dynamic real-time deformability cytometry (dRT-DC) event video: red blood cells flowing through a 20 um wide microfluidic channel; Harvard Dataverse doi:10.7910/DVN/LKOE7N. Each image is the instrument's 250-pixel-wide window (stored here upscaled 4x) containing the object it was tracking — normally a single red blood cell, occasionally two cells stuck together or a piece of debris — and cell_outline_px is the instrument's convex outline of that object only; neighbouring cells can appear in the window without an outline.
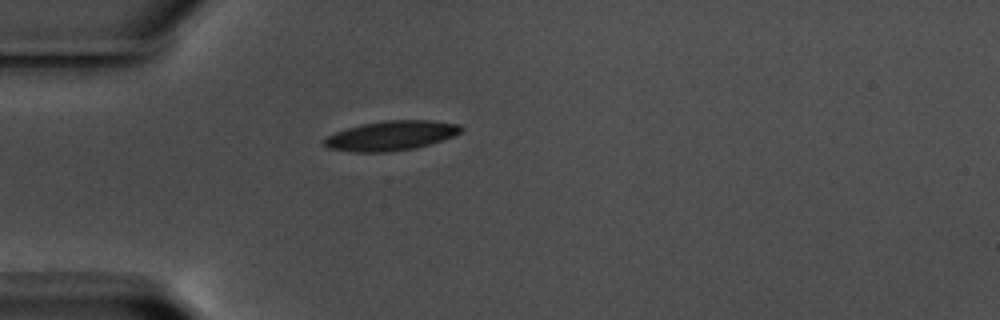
{"species": "common noctule bat (a hibernating species)", "species_latin": "Nyctalus noctula", "temperature_condition": "warm", "stored_images_in_passage": 37, "camera_frame_rate_fps": 3000, "um_per_image_px": 0.085, "animal": {"sex": "male", "body_mass_g": 17.5, "forearm_length_mm": 52.3}, "frame": {"image": 1, "passage_image": 1, "time_ms": 0.0, "image_size_px": [1000, 320], "cell_outline_px": [[464, 128], [460, 132], [452, 136], [416, 148], [392, 152], [352, 152], [328, 148], [324, 144], [324, 140], [328, 136], [336, 132], [348, 128], [364, 124], [384, 120], [432, 120], [460, 124]], "centroid_in_image_um": [33.26, 11.53], "position_along_channel_um": 51.7, "area_um2": 23.47}}
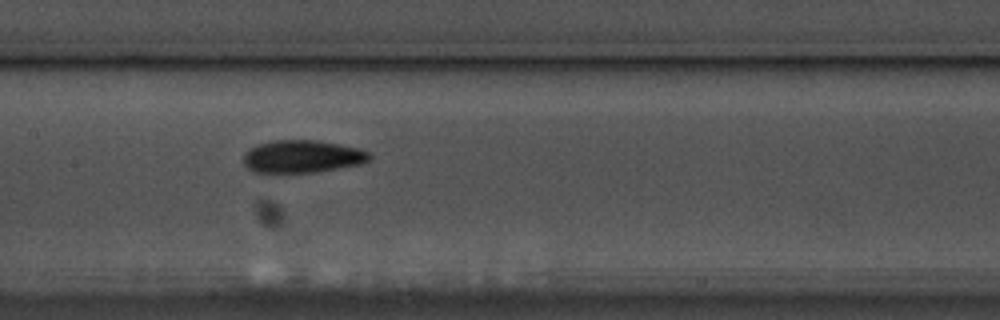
{"frame": {"image": 2, "passage_image": 13, "time_ms": 4.0, "image_size_px": [1000, 320], "cell_outline_px": [[372, 156], [368, 160], [360, 164], [316, 172], [268, 176], [252, 172], [244, 164], [244, 152], [248, 148], [256, 144], [272, 140], [320, 140], [360, 148], [372, 152]], "centroid_in_image_um": [25.62, 13.33], "position_along_channel_um": 181.8, "area_um2": 25.14}}
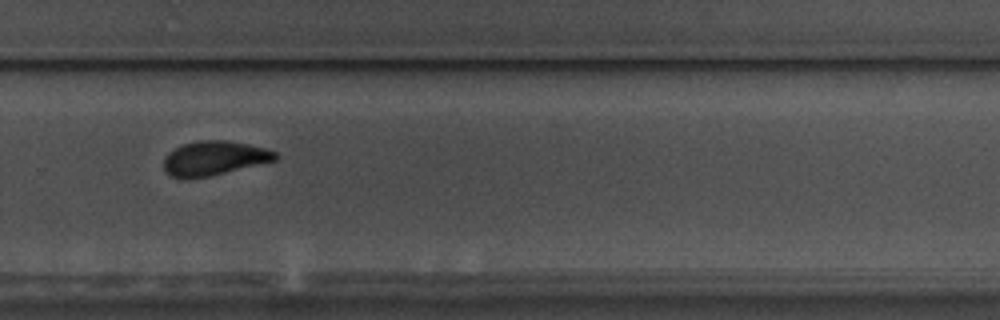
{"frame": {"image": 3, "passage_image": 24, "time_ms": 7.667, "image_size_px": [1000, 320], "cell_outline_px": [[280, 156], [276, 160], [208, 176], [184, 180], [172, 176], [164, 172], [164, 156], [168, 152], [180, 144], [200, 140], [224, 140], [264, 148], [276, 152]], "centroid_in_image_um": [18.13, 13.45], "position_along_channel_um": 311.7, "area_um2": 22.31}, "authors_computed_cell_mechanics": {"area_um2": 22.8888, "velocity_mm_per_s": 3.5474, "shape_relaxation_time_tau1_ms": 4.4501, "shape_relaxation_time_tau2_ms": 3.4469, "deformation_change_tau1": 0.141, "deformation_change_tau2": 0.1018}}